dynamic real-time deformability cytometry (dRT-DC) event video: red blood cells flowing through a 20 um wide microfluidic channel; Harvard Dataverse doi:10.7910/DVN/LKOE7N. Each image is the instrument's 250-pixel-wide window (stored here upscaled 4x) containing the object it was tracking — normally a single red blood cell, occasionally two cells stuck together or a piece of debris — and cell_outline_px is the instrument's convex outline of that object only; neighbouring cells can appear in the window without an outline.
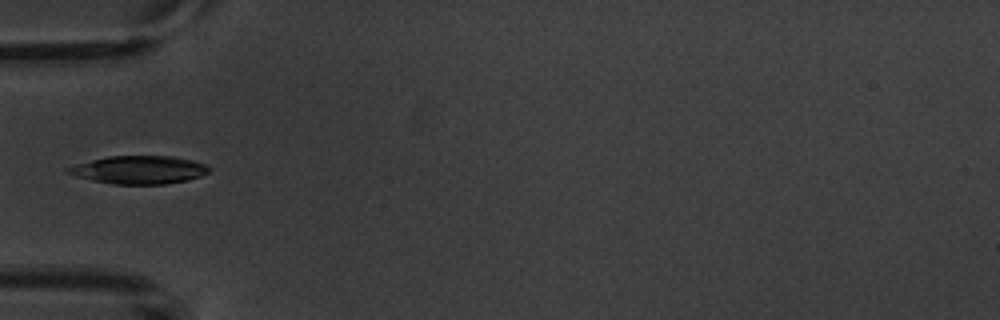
{"species": "common noctule bat (a hibernating species)", "species_latin": "Nyctalus noctula", "temperature_condition": "warm", "stored_images_in_passage": 5, "camera_frame_rate_fps": 3000, "um_per_image_px": 0.085, "animal": {"sex": "male", "body_mass_g": 20.1, "forearm_length_mm": 53.5}, "frame": {"image": 1, "passage_image": 5, "time_ms": 4.667, "image_size_px": [1000, 320], "cell_outline_px": [[212, 168], [208, 172], [200, 176], [188, 180], [164, 184], [112, 184], [92, 180], [76, 176], [64, 172], [64, 168], [76, 164], [108, 156], [172, 156], [192, 160], [204, 164]], "centroid_in_image_um": [11.8, 14.43], "position_along_channel_um": 73.2, "area_um2": 23.06}}